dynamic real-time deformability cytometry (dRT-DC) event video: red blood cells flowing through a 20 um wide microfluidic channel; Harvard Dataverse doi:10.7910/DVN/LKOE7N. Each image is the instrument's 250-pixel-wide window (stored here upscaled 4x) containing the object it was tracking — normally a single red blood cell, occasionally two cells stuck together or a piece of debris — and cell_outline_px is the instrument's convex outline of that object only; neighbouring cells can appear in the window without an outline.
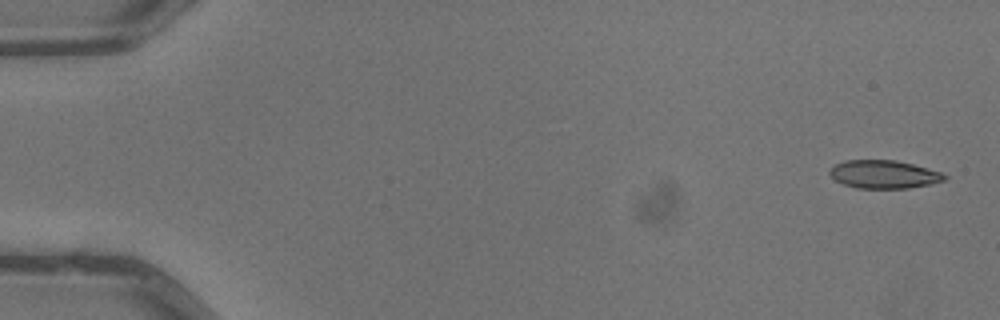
{"species": "common noctule bat (a hibernating species)", "species_latin": "Nyctalus noctula", "temperature_condition": "warm", "stored_images_in_passage": 4, "camera_frame_rate_fps": 3000, "um_per_image_px": 0.085, "animal": {"sex": "male", "body_mass_g": 13.3}, "frame": {"image": 1, "passage_image": 1, "time_ms": 0.0, "image_size_px": [1000, 320], "cell_outline_px": [[948, 176], [944, 180], [932, 184], [908, 188], [856, 188], [844, 184], [836, 180], [828, 172], [836, 164], [844, 160], [896, 160], [912, 164], [940, 172]], "centroid_in_image_um": [75.13, 14.82], "position_along_channel_um": 9.9, "area_um2": 18.67}}
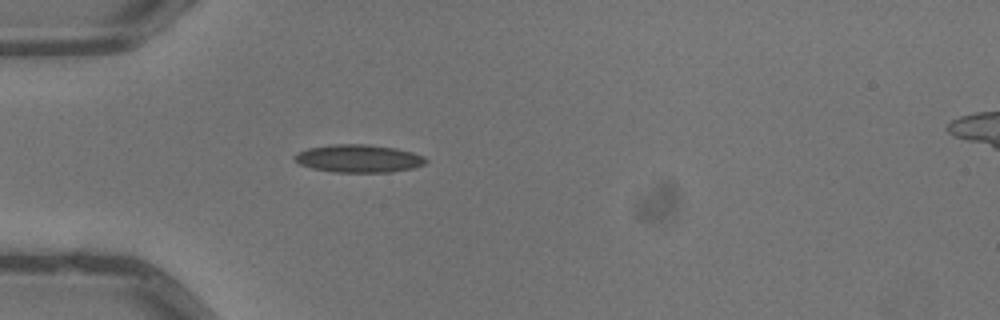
{"frame": {"image": 2, "passage_image": 4, "time_ms": 1.0, "image_size_px": [1000, 320], "cell_outline_px": [[428, 160], [424, 164], [412, 168], [392, 172], [332, 172], [312, 168], [300, 164], [292, 160], [292, 156], [296, 152], [308, 148], [332, 144], [368, 144], [396, 148], [412, 152], [424, 156]], "centroid_in_image_um": [30.44, 13.47], "position_along_channel_um": 54.6, "area_um2": 21.5}}